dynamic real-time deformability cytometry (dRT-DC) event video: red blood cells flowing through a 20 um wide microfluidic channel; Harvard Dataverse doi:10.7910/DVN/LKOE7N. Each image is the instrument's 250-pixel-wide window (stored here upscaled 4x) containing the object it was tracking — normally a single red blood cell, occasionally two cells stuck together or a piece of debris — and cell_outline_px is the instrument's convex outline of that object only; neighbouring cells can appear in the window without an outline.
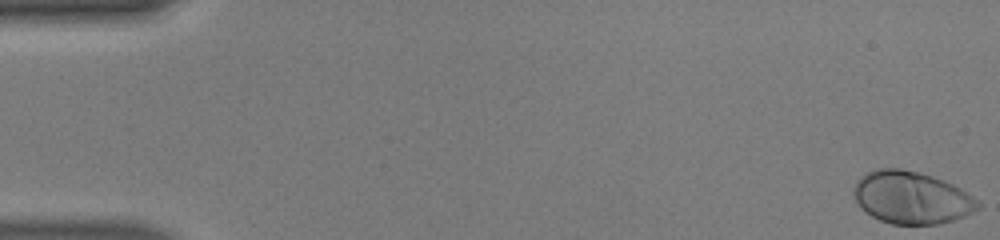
{"species": "human", "species_latin": "Homo sapiens", "temperature_condition": "warm", "stored_images_in_passage": 50, "camera_frame_rate_fps": 3000, "um_per_image_px": 0.085, "donor": {"sex": "male"}, "frame": {"image": 1, "passage_image": 1, "time_ms": 0.0, "image_size_px": [1000, 240], "cell_outline_px": [[980, 208], [964, 216], [940, 224], [892, 224], [880, 220], [864, 212], [860, 208], [852, 192], [856, 180], [860, 176], [876, 168], [900, 168], [920, 172], [932, 176], [952, 184], [960, 188], [972, 196], [980, 204]], "centroid_in_image_um": [77.43, 16.79], "position_along_channel_um": 7.6, "area_um2": 38.03}}
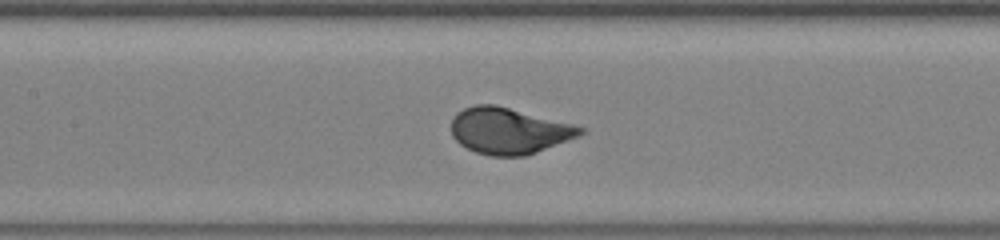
{"frame": {"image": 2, "passage_image": 24, "time_ms": 7.667, "image_size_px": [1000, 240], "cell_outline_px": [[584, 132], [580, 136], [536, 152], [524, 156], [492, 156], [476, 152], [460, 144], [452, 136], [452, 120], [456, 112], [464, 108], [476, 104], [496, 104], [572, 124], [584, 128]], "centroid_in_image_um": [43.24, 11.11], "position_along_channel_um": 164.2, "area_um2": 34.62}}
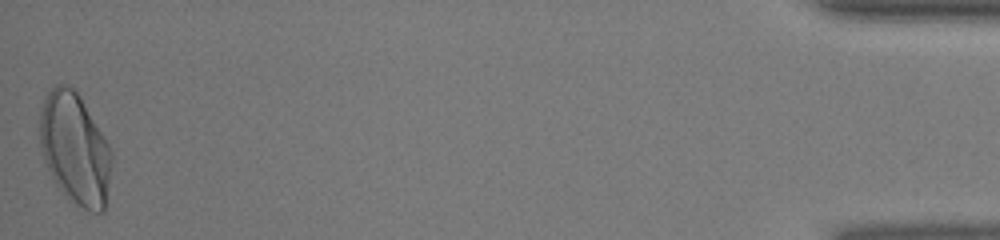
{"frame": {"image": 3, "passage_image": 50, "time_ms": 16.333, "image_size_px": [1000, 240], "cell_outline_px": [[112, 164], [104, 212], [92, 212], [68, 200], [56, 184], [44, 160], [40, 144], [40, 112], [44, 100], [48, 92], [56, 84], [64, 84], [72, 88], [80, 96], [108, 144], [112, 152]], "centroid_in_image_um": [6.37, 12.67], "position_along_channel_um": 428.8, "area_um2": 46.3}, "authors_computed_cell_mechanics": {"area_um2": 35.3736, "velocity_mm_per_s": 4.1294, "shape_relaxation_time_tau1_ms": 1.7737, "shape_relaxation_time_tau2_ms": null, "deformation_change_tau1": 0.1667, "deformation_change_tau2": null}}